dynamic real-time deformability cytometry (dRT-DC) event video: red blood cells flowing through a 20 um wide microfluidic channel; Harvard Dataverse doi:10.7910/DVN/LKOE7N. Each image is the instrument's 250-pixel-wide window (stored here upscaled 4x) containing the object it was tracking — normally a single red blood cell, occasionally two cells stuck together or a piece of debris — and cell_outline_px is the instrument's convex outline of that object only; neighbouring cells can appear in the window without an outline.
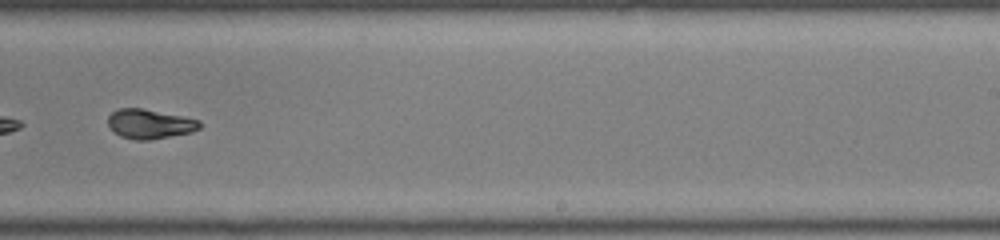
{"species": "common noctule bat (a hibernating species)", "species_latin": "Nyctalus noctula", "temperature_condition": "room temperature", "stored_images_in_passage": 44, "camera_frame_rate_fps": 3000, "um_per_image_px": 0.085, "animal": {"sex": "male", "body_mass_g": 19.0, "forearm_length_mm": 50.8}, "frame": {"image": 1, "passage_image": 26, "time_ms": 8.333, "image_size_px": [1000, 240], "cell_outline_px": [[200, 128], [192, 132], [148, 140], [136, 140], [120, 136], [108, 124], [108, 116], [112, 112], [120, 108], [140, 108], [184, 116], [200, 120]], "centroid_in_image_um": [12.74, 10.53], "position_along_channel_um": 276.3, "area_um2": 15.61}, "authors_computed_cell_mechanics": {"area_um2": 16.2418, "velocity_mm_per_s": 4.1106, "shape_relaxation_time_tau1_ms": 2.4655, "shape_relaxation_time_tau2_ms": 1.2442, "deformation_change_tau1": 0.1814, "deformation_change_tau2": 0.0833}}